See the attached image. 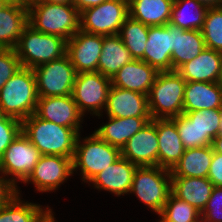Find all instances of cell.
<instances>
[{
  "mask_svg": "<svg viewBox=\"0 0 222 222\" xmlns=\"http://www.w3.org/2000/svg\"><path fill=\"white\" fill-rule=\"evenodd\" d=\"M22 132L41 155H60L73 160L78 137L73 128L46 121L34 113L22 121Z\"/></svg>",
  "mask_w": 222,
  "mask_h": 222,
  "instance_id": "cell-1",
  "label": "cell"
},
{
  "mask_svg": "<svg viewBox=\"0 0 222 222\" xmlns=\"http://www.w3.org/2000/svg\"><path fill=\"white\" fill-rule=\"evenodd\" d=\"M38 102L33 69H20L0 90V114L23 121L35 113Z\"/></svg>",
  "mask_w": 222,
  "mask_h": 222,
  "instance_id": "cell-2",
  "label": "cell"
},
{
  "mask_svg": "<svg viewBox=\"0 0 222 222\" xmlns=\"http://www.w3.org/2000/svg\"><path fill=\"white\" fill-rule=\"evenodd\" d=\"M28 24L68 41L80 30V12L73 4L34 2L28 5Z\"/></svg>",
  "mask_w": 222,
  "mask_h": 222,
  "instance_id": "cell-3",
  "label": "cell"
},
{
  "mask_svg": "<svg viewBox=\"0 0 222 222\" xmlns=\"http://www.w3.org/2000/svg\"><path fill=\"white\" fill-rule=\"evenodd\" d=\"M21 67H35L66 55L67 41L56 35L35 30L27 24L15 46Z\"/></svg>",
  "mask_w": 222,
  "mask_h": 222,
  "instance_id": "cell-4",
  "label": "cell"
},
{
  "mask_svg": "<svg viewBox=\"0 0 222 222\" xmlns=\"http://www.w3.org/2000/svg\"><path fill=\"white\" fill-rule=\"evenodd\" d=\"M78 134L72 160L73 174L80 170L84 183H88L121 157V150L100 139L94 132L82 138Z\"/></svg>",
  "mask_w": 222,
  "mask_h": 222,
  "instance_id": "cell-5",
  "label": "cell"
},
{
  "mask_svg": "<svg viewBox=\"0 0 222 222\" xmlns=\"http://www.w3.org/2000/svg\"><path fill=\"white\" fill-rule=\"evenodd\" d=\"M186 81L176 71L158 72L148 94L152 119H171L183 114Z\"/></svg>",
  "mask_w": 222,
  "mask_h": 222,
  "instance_id": "cell-6",
  "label": "cell"
},
{
  "mask_svg": "<svg viewBox=\"0 0 222 222\" xmlns=\"http://www.w3.org/2000/svg\"><path fill=\"white\" fill-rule=\"evenodd\" d=\"M172 191L170 170L159 166L137 167L129 194L159 215Z\"/></svg>",
  "mask_w": 222,
  "mask_h": 222,
  "instance_id": "cell-7",
  "label": "cell"
},
{
  "mask_svg": "<svg viewBox=\"0 0 222 222\" xmlns=\"http://www.w3.org/2000/svg\"><path fill=\"white\" fill-rule=\"evenodd\" d=\"M128 16V0H107L80 12V30L103 36L117 35Z\"/></svg>",
  "mask_w": 222,
  "mask_h": 222,
  "instance_id": "cell-8",
  "label": "cell"
},
{
  "mask_svg": "<svg viewBox=\"0 0 222 222\" xmlns=\"http://www.w3.org/2000/svg\"><path fill=\"white\" fill-rule=\"evenodd\" d=\"M40 157V151L21 131L0 158V174L18 188V182L27 179Z\"/></svg>",
  "mask_w": 222,
  "mask_h": 222,
  "instance_id": "cell-9",
  "label": "cell"
},
{
  "mask_svg": "<svg viewBox=\"0 0 222 222\" xmlns=\"http://www.w3.org/2000/svg\"><path fill=\"white\" fill-rule=\"evenodd\" d=\"M33 71L38 97L72 94L77 72L67 54L57 60L39 65Z\"/></svg>",
  "mask_w": 222,
  "mask_h": 222,
  "instance_id": "cell-10",
  "label": "cell"
},
{
  "mask_svg": "<svg viewBox=\"0 0 222 222\" xmlns=\"http://www.w3.org/2000/svg\"><path fill=\"white\" fill-rule=\"evenodd\" d=\"M111 79L99 72L78 73L73 86L72 97L79 111L92 116L103 113L107 104Z\"/></svg>",
  "mask_w": 222,
  "mask_h": 222,
  "instance_id": "cell-11",
  "label": "cell"
},
{
  "mask_svg": "<svg viewBox=\"0 0 222 222\" xmlns=\"http://www.w3.org/2000/svg\"><path fill=\"white\" fill-rule=\"evenodd\" d=\"M73 175L72 159L60 155H41L24 184H33L38 192H56Z\"/></svg>",
  "mask_w": 222,
  "mask_h": 222,
  "instance_id": "cell-12",
  "label": "cell"
},
{
  "mask_svg": "<svg viewBox=\"0 0 222 222\" xmlns=\"http://www.w3.org/2000/svg\"><path fill=\"white\" fill-rule=\"evenodd\" d=\"M35 114L46 121L73 128L78 134L81 133L84 115L79 111L72 94L38 97Z\"/></svg>",
  "mask_w": 222,
  "mask_h": 222,
  "instance_id": "cell-13",
  "label": "cell"
},
{
  "mask_svg": "<svg viewBox=\"0 0 222 222\" xmlns=\"http://www.w3.org/2000/svg\"><path fill=\"white\" fill-rule=\"evenodd\" d=\"M103 45V35L79 30L67 41L66 54L69 56L75 71L97 72L98 62Z\"/></svg>",
  "mask_w": 222,
  "mask_h": 222,
  "instance_id": "cell-14",
  "label": "cell"
},
{
  "mask_svg": "<svg viewBox=\"0 0 222 222\" xmlns=\"http://www.w3.org/2000/svg\"><path fill=\"white\" fill-rule=\"evenodd\" d=\"M158 148L156 119H152L127 141L121 156L138 167L158 166Z\"/></svg>",
  "mask_w": 222,
  "mask_h": 222,
  "instance_id": "cell-15",
  "label": "cell"
},
{
  "mask_svg": "<svg viewBox=\"0 0 222 222\" xmlns=\"http://www.w3.org/2000/svg\"><path fill=\"white\" fill-rule=\"evenodd\" d=\"M105 113L97 115L98 118L104 114L115 118H151L148 107V95L137 91L110 87Z\"/></svg>",
  "mask_w": 222,
  "mask_h": 222,
  "instance_id": "cell-16",
  "label": "cell"
},
{
  "mask_svg": "<svg viewBox=\"0 0 222 222\" xmlns=\"http://www.w3.org/2000/svg\"><path fill=\"white\" fill-rule=\"evenodd\" d=\"M137 167V165L121 156L115 163L99 172L87 184L93 185L92 187L99 191L111 192L117 197L127 195L131 191L133 175Z\"/></svg>",
  "mask_w": 222,
  "mask_h": 222,
  "instance_id": "cell-17",
  "label": "cell"
},
{
  "mask_svg": "<svg viewBox=\"0 0 222 222\" xmlns=\"http://www.w3.org/2000/svg\"><path fill=\"white\" fill-rule=\"evenodd\" d=\"M172 24L149 26L144 62L158 72L172 71Z\"/></svg>",
  "mask_w": 222,
  "mask_h": 222,
  "instance_id": "cell-18",
  "label": "cell"
},
{
  "mask_svg": "<svg viewBox=\"0 0 222 222\" xmlns=\"http://www.w3.org/2000/svg\"><path fill=\"white\" fill-rule=\"evenodd\" d=\"M176 72L186 82H222V53L205 48L197 57L181 65Z\"/></svg>",
  "mask_w": 222,
  "mask_h": 222,
  "instance_id": "cell-19",
  "label": "cell"
},
{
  "mask_svg": "<svg viewBox=\"0 0 222 222\" xmlns=\"http://www.w3.org/2000/svg\"><path fill=\"white\" fill-rule=\"evenodd\" d=\"M157 73L154 67L143 60L133 59L111 78V85L148 95Z\"/></svg>",
  "mask_w": 222,
  "mask_h": 222,
  "instance_id": "cell-20",
  "label": "cell"
},
{
  "mask_svg": "<svg viewBox=\"0 0 222 222\" xmlns=\"http://www.w3.org/2000/svg\"><path fill=\"white\" fill-rule=\"evenodd\" d=\"M222 108V82H186L183 112Z\"/></svg>",
  "mask_w": 222,
  "mask_h": 222,
  "instance_id": "cell-21",
  "label": "cell"
},
{
  "mask_svg": "<svg viewBox=\"0 0 222 222\" xmlns=\"http://www.w3.org/2000/svg\"><path fill=\"white\" fill-rule=\"evenodd\" d=\"M158 135V166L171 170L185 152L175 122L172 119H156Z\"/></svg>",
  "mask_w": 222,
  "mask_h": 222,
  "instance_id": "cell-22",
  "label": "cell"
},
{
  "mask_svg": "<svg viewBox=\"0 0 222 222\" xmlns=\"http://www.w3.org/2000/svg\"><path fill=\"white\" fill-rule=\"evenodd\" d=\"M53 209L47 204H40L22 200L21 191L3 207L0 208V222H48L53 216Z\"/></svg>",
  "mask_w": 222,
  "mask_h": 222,
  "instance_id": "cell-23",
  "label": "cell"
},
{
  "mask_svg": "<svg viewBox=\"0 0 222 222\" xmlns=\"http://www.w3.org/2000/svg\"><path fill=\"white\" fill-rule=\"evenodd\" d=\"M28 24V6L10 2L0 10V48L14 49Z\"/></svg>",
  "mask_w": 222,
  "mask_h": 222,
  "instance_id": "cell-24",
  "label": "cell"
},
{
  "mask_svg": "<svg viewBox=\"0 0 222 222\" xmlns=\"http://www.w3.org/2000/svg\"><path fill=\"white\" fill-rule=\"evenodd\" d=\"M172 71L197 57L205 48L200 30H184L172 24Z\"/></svg>",
  "mask_w": 222,
  "mask_h": 222,
  "instance_id": "cell-25",
  "label": "cell"
},
{
  "mask_svg": "<svg viewBox=\"0 0 222 222\" xmlns=\"http://www.w3.org/2000/svg\"><path fill=\"white\" fill-rule=\"evenodd\" d=\"M108 117L106 123L98 127L94 133L102 140L110 145L122 148L126 145L127 141L140 131L152 118H115Z\"/></svg>",
  "mask_w": 222,
  "mask_h": 222,
  "instance_id": "cell-26",
  "label": "cell"
},
{
  "mask_svg": "<svg viewBox=\"0 0 222 222\" xmlns=\"http://www.w3.org/2000/svg\"><path fill=\"white\" fill-rule=\"evenodd\" d=\"M213 188L207 177H172L171 193L200 212L204 210Z\"/></svg>",
  "mask_w": 222,
  "mask_h": 222,
  "instance_id": "cell-27",
  "label": "cell"
},
{
  "mask_svg": "<svg viewBox=\"0 0 222 222\" xmlns=\"http://www.w3.org/2000/svg\"><path fill=\"white\" fill-rule=\"evenodd\" d=\"M174 0H128L129 16L147 26L170 22Z\"/></svg>",
  "mask_w": 222,
  "mask_h": 222,
  "instance_id": "cell-28",
  "label": "cell"
},
{
  "mask_svg": "<svg viewBox=\"0 0 222 222\" xmlns=\"http://www.w3.org/2000/svg\"><path fill=\"white\" fill-rule=\"evenodd\" d=\"M213 148L211 145L185 149L181 159L170 170L171 177H200L208 176Z\"/></svg>",
  "mask_w": 222,
  "mask_h": 222,
  "instance_id": "cell-29",
  "label": "cell"
},
{
  "mask_svg": "<svg viewBox=\"0 0 222 222\" xmlns=\"http://www.w3.org/2000/svg\"><path fill=\"white\" fill-rule=\"evenodd\" d=\"M133 59L118 34L103 36L97 72L111 79L123 65Z\"/></svg>",
  "mask_w": 222,
  "mask_h": 222,
  "instance_id": "cell-30",
  "label": "cell"
},
{
  "mask_svg": "<svg viewBox=\"0 0 222 222\" xmlns=\"http://www.w3.org/2000/svg\"><path fill=\"white\" fill-rule=\"evenodd\" d=\"M208 8L196 0H174L171 24L184 30H202Z\"/></svg>",
  "mask_w": 222,
  "mask_h": 222,
  "instance_id": "cell-31",
  "label": "cell"
},
{
  "mask_svg": "<svg viewBox=\"0 0 222 222\" xmlns=\"http://www.w3.org/2000/svg\"><path fill=\"white\" fill-rule=\"evenodd\" d=\"M149 26L128 16L120 28L119 36L134 59L144 61Z\"/></svg>",
  "mask_w": 222,
  "mask_h": 222,
  "instance_id": "cell-32",
  "label": "cell"
},
{
  "mask_svg": "<svg viewBox=\"0 0 222 222\" xmlns=\"http://www.w3.org/2000/svg\"><path fill=\"white\" fill-rule=\"evenodd\" d=\"M183 114L191 123H195L199 130V147L211 145L213 139L219 135L221 109L183 112Z\"/></svg>",
  "mask_w": 222,
  "mask_h": 222,
  "instance_id": "cell-33",
  "label": "cell"
},
{
  "mask_svg": "<svg viewBox=\"0 0 222 222\" xmlns=\"http://www.w3.org/2000/svg\"><path fill=\"white\" fill-rule=\"evenodd\" d=\"M158 217V222H196L201 212L171 193Z\"/></svg>",
  "mask_w": 222,
  "mask_h": 222,
  "instance_id": "cell-34",
  "label": "cell"
},
{
  "mask_svg": "<svg viewBox=\"0 0 222 222\" xmlns=\"http://www.w3.org/2000/svg\"><path fill=\"white\" fill-rule=\"evenodd\" d=\"M201 31L206 48L222 53V7L208 9Z\"/></svg>",
  "mask_w": 222,
  "mask_h": 222,
  "instance_id": "cell-35",
  "label": "cell"
},
{
  "mask_svg": "<svg viewBox=\"0 0 222 222\" xmlns=\"http://www.w3.org/2000/svg\"><path fill=\"white\" fill-rule=\"evenodd\" d=\"M171 119L176 124L184 148L190 149L199 147V130L197 129L196 124L191 123L184 114Z\"/></svg>",
  "mask_w": 222,
  "mask_h": 222,
  "instance_id": "cell-36",
  "label": "cell"
},
{
  "mask_svg": "<svg viewBox=\"0 0 222 222\" xmlns=\"http://www.w3.org/2000/svg\"><path fill=\"white\" fill-rule=\"evenodd\" d=\"M21 131L22 121L10 116H0V158Z\"/></svg>",
  "mask_w": 222,
  "mask_h": 222,
  "instance_id": "cell-37",
  "label": "cell"
},
{
  "mask_svg": "<svg viewBox=\"0 0 222 222\" xmlns=\"http://www.w3.org/2000/svg\"><path fill=\"white\" fill-rule=\"evenodd\" d=\"M20 67L21 64L15 49L0 48V90Z\"/></svg>",
  "mask_w": 222,
  "mask_h": 222,
  "instance_id": "cell-38",
  "label": "cell"
},
{
  "mask_svg": "<svg viewBox=\"0 0 222 222\" xmlns=\"http://www.w3.org/2000/svg\"><path fill=\"white\" fill-rule=\"evenodd\" d=\"M201 218L203 222H222V187L214 186Z\"/></svg>",
  "mask_w": 222,
  "mask_h": 222,
  "instance_id": "cell-39",
  "label": "cell"
},
{
  "mask_svg": "<svg viewBox=\"0 0 222 222\" xmlns=\"http://www.w3.org/2000/svg\"><path fill=\"white\" fill-rule=\"evenodd\" d=\"M207 178L214 186L222 187V154L213 151V157Z\"/></svg>",
  "mask_w": 222,
  "mask_h": 222,
  "instance_id": "cell-40",
  "label": "cell"
},
{
  "mask_svg": "<svg viewBox=\"0 0 222 222\" xmlns=\"http://www.w3.org/2000/svg\"><path fill=\"white\" fill-rule=\"evenodd\" d=\"M17 194V188L0 174V208L6 205Z\"/></svg>",
  "mask_w": 222,
  "mask_h": 222,
  "instance_id": "cell-41",
  "label": "cell"
},
{
  "mask_svg": "<svg viewBox=\"0 0 222 222\" xmlns=\"http://www.w3.org/2000/svg\"><path fill=\"white\" fill-rule=\"evenodd\" d=\"M107 0H72V4L78 9L79 12L92 6H97Z\"/></svg>",
  "mask_w": 222,
  "mask_h": 222,
  "instance_id": "cell-42",
  "label": "cell"
},
{
  "mask_svg": "<svg viewBox=\"0 0 222 222\" xmlns=\"http://www.w3.org/2000/svg\"><path fill=\"white\" fill-rule=\"evenodd\" d=\"M199 4L209 8L222 7V0H196Z\"/></svg>",
  "mask_w": 222,
  "mask_h": 222,
  "instance_id": "cell-43",
  "label": "cell"
},
{
  "mask_svg": "<svg viewBox=\"0 0 222 222\" xmlns=\"http://www.w3.org/2000/svg\"><path fill=\"white\" fill-rule=\"evenodd\" d=\"M211 146L214 152L222 154V135H218L214 138Z\"/></svg>",
  "mask_w": 222,
  "mask_h": 222,
  "instance_id": "cell-44",
  "label": "cell"
},
{
  "mask_svg": "<svg viewBox=\"0 0 222 222\" xmlns=\"http://www.w3.org/2000/svg\"><path fill=\"white\" fill-rule=\"evenodd\" d=\"M36 2H46L50 4H72V0H38Z\"/></svg>",
  "mask_w": 222,
  "mask_h": 222,
  "instance_id": "cell-45",
  "label": "cell"
},
{
  "mask_svg": "<svg viewBox=\"0 0 222 222\" xmlns=\"http://www.w3.org/2000/svg\"><path fill=\"white\" fill-rule=\"evenodd\" d=\"M36 1H38V0H13V2L21 3V4H24L27 6L36 2Z\"/></svg>",
  "mask_w": 222,
  "mask_h": 222,
  "instance_id": "cell-46",
  "label": "cell"
},
{
  "mask_svg": "<svg viewBox=\"0 0 222 222\" xmlns=\"http://www.w3.org/2000/svg\"><path fill=\"white\" fill-rule=\"evenodd\" d=\"M10 2V0H0V10L7 6Z\"/></svg>",
  "mask_w": 222,
  "mask_h": 222,
  "instance_id": "cell-47",
  "label": "cell"
},
{
  "mask_svg": "<svg viewBox=\"0 0 222 222\" xmlns=\"http://www.w3.org/2000/svg\"><path fill=\"white\" fill-rule=\"evenodd\" d=\"M219 135H222V108H221V122L219 126Z\"/></svg>",
  "mask_w": 222,
  "mask_h": 222,
  "instance_id": "cell-48",
  "label": "cell"
},
{
  "mask_svg": "<svg viewBox=\"0 0 222 222\" xmlns=\"http://www.w3.org/2000/svg\"><path fill=\"white\" fill-rule=\"evenodd\" d=\"M48 222H56L55 215Z\"/></svg>",
  "mask_w": 222,
  "mask_h": 222,
  "instance_id": "cell-49",
  "label": "cell"
},
{
  "mask_svg": "<svg viewBox=\"0 0 222 222\" xmlns=\"http://www.w3.org/2000/svg\"><path fill=\"white\" fill-rule=\"evenodd\" d=\"M196 222H203V220H202V218H200L198 221H196Z\"/></svg>",
  "mask_w": 222,
  "mask_h": 222,
  "instance_id": "cell-50",
  "label": "cell"
}]
</instances>
